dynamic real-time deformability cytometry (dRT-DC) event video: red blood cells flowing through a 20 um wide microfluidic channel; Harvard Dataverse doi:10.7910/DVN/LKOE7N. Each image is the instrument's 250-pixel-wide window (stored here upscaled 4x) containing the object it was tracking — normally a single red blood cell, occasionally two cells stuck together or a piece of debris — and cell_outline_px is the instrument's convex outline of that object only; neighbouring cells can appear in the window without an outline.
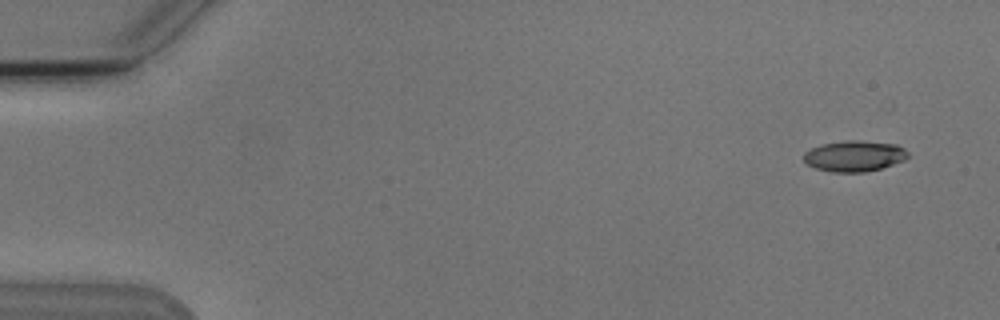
{"species": "Egyptian fruit bat (a non-hibernating species)", "species_latin": "Rousettus aegyptiacus", "temperature_condition": "cold", "stored_images_in_passage": 6, "camera_frame_rate_fps": 3000, "um_per_image_px": 0.085, "animal": {"sex": "male"}, "frame": {"image": 1, "passage_image": 1, "time_ms": 0.0, "image_size_px": [1000, 320], "cell_outline_px": [[908, 156], [904, 160], [880, 168], [864, 172], [832, 172], [816, 168], [808, 164], [804, 160], [804, 152], [820, 144], [844, 140], [860, 140], [896, 144], [904, 148], [908, 152]], "centroid_in_image_um": [72.61, 13.25], "position_along_channel_um": 12.4, "area_um2": 18.73}}